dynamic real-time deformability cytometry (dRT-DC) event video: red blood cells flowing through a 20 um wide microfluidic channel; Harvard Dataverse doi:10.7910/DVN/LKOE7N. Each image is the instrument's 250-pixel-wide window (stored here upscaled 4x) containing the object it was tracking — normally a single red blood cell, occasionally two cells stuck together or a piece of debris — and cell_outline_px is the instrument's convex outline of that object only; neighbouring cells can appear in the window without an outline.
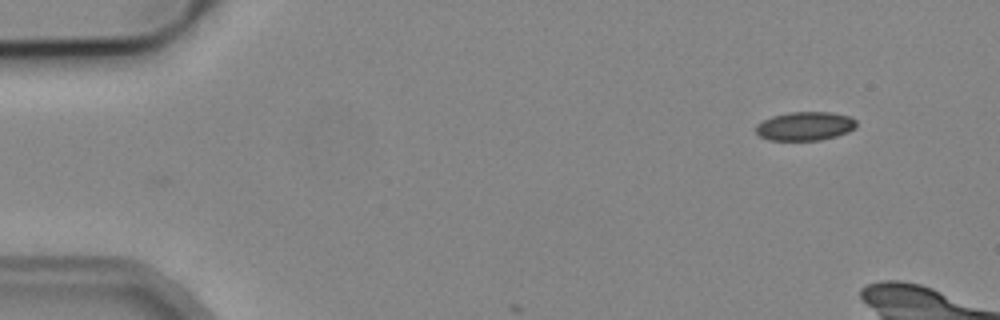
{"species": "common noctule bat (a hibernating species)", "species_latin": "Nyctalus noctula", "temperature_condition": "cold", "stored_images_in_passage": 3, "camera_frame_rate_fps": 3000, "um_per_image_px": 0.085, "animal": {"sex": "male", "body_mass_g": 19.2, "forearm_length_mm": 51.8}, "frame": {"image": 1, "passage_image": 1, "time_ms": 0.0, "image_size_px": [1000, 320], "cell_outline_px": [[856, 128], [848, 132], [836, 136], [820, 140], [768, 140], [760, 136], [756, 132], [756, 124], [772, 116], [788, 112], [832, 112], [848, 116], [856, 120]], "centroid_in_image_um": [68.43, 10.72], "position_along_channel_um": 16.6, "area_um2": 16.88}}